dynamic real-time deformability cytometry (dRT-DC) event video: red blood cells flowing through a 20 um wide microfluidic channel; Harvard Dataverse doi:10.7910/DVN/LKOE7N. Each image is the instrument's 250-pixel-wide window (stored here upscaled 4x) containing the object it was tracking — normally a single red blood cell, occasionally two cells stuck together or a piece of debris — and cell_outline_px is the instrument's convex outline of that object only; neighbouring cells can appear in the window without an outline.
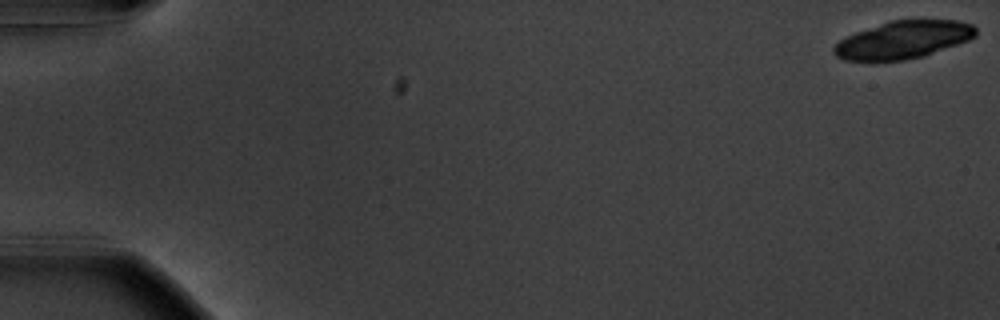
{"species": "common noctule bat (a hibernating species)", "species_latin": "Nyctalus noctula", "temperature_condition": "warm", "stored_images_in_passage": 16, "camera_frame_rate_fps": 3000, "um_per_image_px": 0.085, "animal": {"sex": "male", "body_mass_g": 20.1, "forearm_length_mm": 53.5}, "frame": {"image": 1, "passage_image": 1, "time_ms": 0.0, "image_size_px": [1000, 320], "cell_outline_px": [[976, 36], [968, 40], [924, 56], [904, 60], [844, 60], [836, 56], [832, 52], [832, 48], [840, 40], [856, 32], [888, 20], [920, 16], [956, 20], [972, 24], [976, 28]], "centroid_in_image_um": [76.82, 3.32], "position_along_channel_um": 8.2, "area_um2": 31.91}}